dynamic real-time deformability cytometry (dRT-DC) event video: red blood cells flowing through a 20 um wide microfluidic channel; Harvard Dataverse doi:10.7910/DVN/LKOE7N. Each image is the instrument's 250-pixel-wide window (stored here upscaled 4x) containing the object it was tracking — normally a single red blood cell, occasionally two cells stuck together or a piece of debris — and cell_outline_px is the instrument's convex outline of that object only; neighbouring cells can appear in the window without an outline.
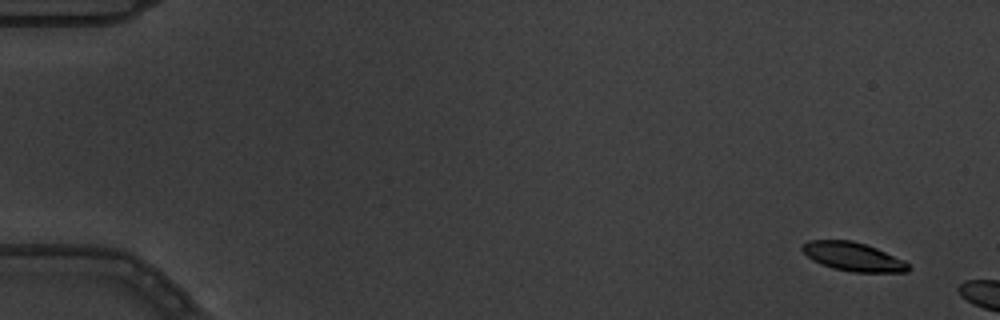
{"species": "common noctule bat (a hibernating species)", "species_latin": "Nyctalus noctula", "temperature_condition": "warm", "stored_images_in_passage": 3, "camera_frame_rate_fps": 3000, "um_per_image_px": 0.085, "animal": {"sex": "male", "body_mass_g": 19.5, "forearm_length_mm": 54.6}, "frame": {"image": 1, "passage_image": 1, "time_ms": 0.0, "image_size_px": [1000, 320], "cell_outline_px": [[912, 268], [908, 272], [852, 272], [836, 268], [812, 260], [800, 248], [808, 240], [852, 240], [876, 248], [904, 260]], "centroid_in_image_um": [72.55, 21.81], "position_along_channel_um": 12.5, "area_um2": 17.51}}